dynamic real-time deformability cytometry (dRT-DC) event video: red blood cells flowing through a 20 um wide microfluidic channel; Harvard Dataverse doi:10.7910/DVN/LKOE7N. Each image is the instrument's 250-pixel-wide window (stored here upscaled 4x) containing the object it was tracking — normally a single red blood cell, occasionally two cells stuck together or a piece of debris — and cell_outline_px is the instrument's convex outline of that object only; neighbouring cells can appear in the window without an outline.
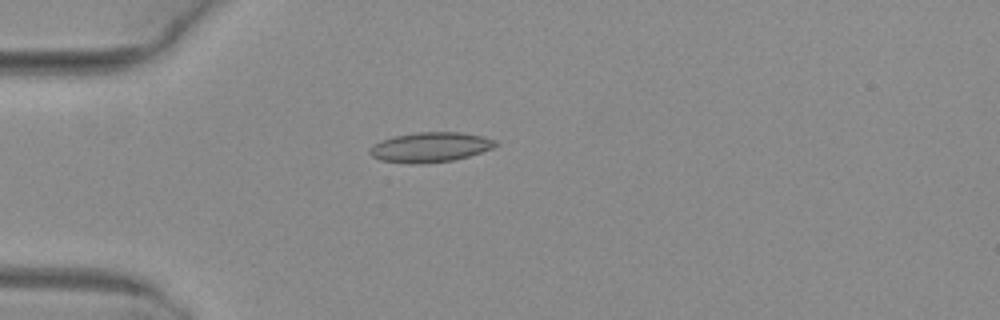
{"species": "common noctule bat (a hibernating species)", "species_latin": "Nyctalus noctula", "temperature_condition": "warm", "stored_images_in_passage": 3, "camera_frame_rate_fps": 3000, "um_per_image_px": 0.085, "animal": {"sex": "female", "body_mass_g": 29.2, "forearm_length_mm": 56.3}, "frame": {"image": 1, "passage_image": 2, "time_ms": 0.333, "image_size_px": [1000, 320], "cell_outline_px": [[500, 144], [492, 148], [468, 156], [452, 160], [412, 164], [408, 164], [380, 160], [372, 156], [368, 152], [380, 140], [392, 136], [420, 132], [460, 132], [484, 136], [496, 140]], "centroid_in_image_um": [36.59, 12.5], "position_along_channel_um": 48.4, "area_um2": 21.79}}